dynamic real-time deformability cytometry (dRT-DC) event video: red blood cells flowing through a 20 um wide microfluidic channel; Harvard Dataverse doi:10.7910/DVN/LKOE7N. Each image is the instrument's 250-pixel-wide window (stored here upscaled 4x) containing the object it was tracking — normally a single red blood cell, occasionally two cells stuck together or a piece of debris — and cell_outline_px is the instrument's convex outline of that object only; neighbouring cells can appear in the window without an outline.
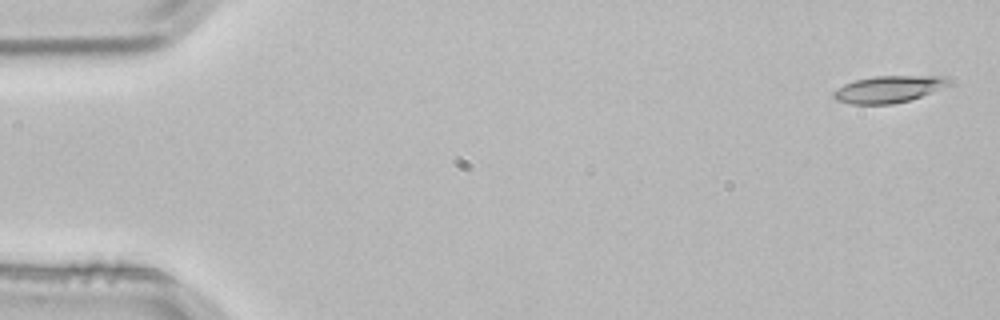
{"species": "common noctule bat (a hibernating species)", "species_latin": "Nyctalus noctula", "temperature_condition": "room temperature", "stored_images_in_passage": 4, "camera_frame_rate_fps": 3000, "um_per_image_px": 0.085, "animal": {"sex": "male", "body_mass_g": 21.5, "forearm_length_mm": 52.0}, "frame": {"image": 1, "passage_image": 1, "time_ms": 0.0, "image_size_px": [1000, 320], "cell_outline_px": [[952, 84], [912, 100], [892, 104], [852, 104], [836, 100], [832, 96], [832, 92], [836, 88], [844, 84], [856, 80], [876, 76], [948, 76]], "centroid_in_image_um": [75.55, 7.58], "position_along_channel_um": 9.5, "area_um2": 18.21}}
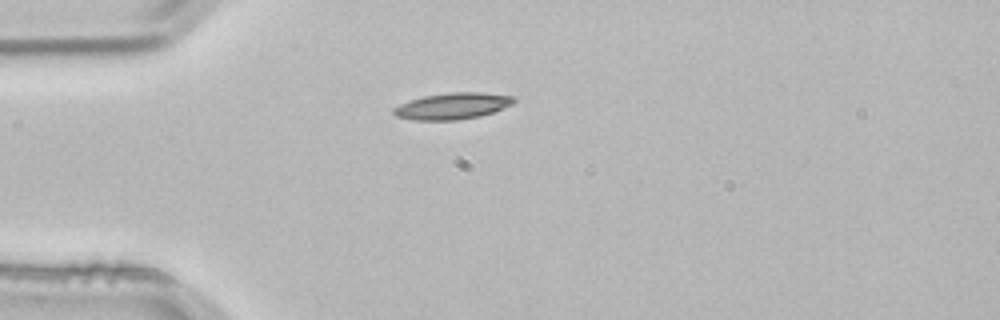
{"frame": {"image": 2, "passage_image": 3, "time_ms": 0.667, "image_size_px": [1000, 320], "cell_outline_px": [[516, 100], [512, 104], [492, 112], [480, 116], [456, 120], [412, 120], [396, 116], [392, 112], [392, 108], [400, 104], [424, 96], [448, 92], [484, 92], [512, 96]], "centroid_in_image_um": [38.45, 9.01], "position_along_channel_um": 46.6, "area_um2": 18.44}}